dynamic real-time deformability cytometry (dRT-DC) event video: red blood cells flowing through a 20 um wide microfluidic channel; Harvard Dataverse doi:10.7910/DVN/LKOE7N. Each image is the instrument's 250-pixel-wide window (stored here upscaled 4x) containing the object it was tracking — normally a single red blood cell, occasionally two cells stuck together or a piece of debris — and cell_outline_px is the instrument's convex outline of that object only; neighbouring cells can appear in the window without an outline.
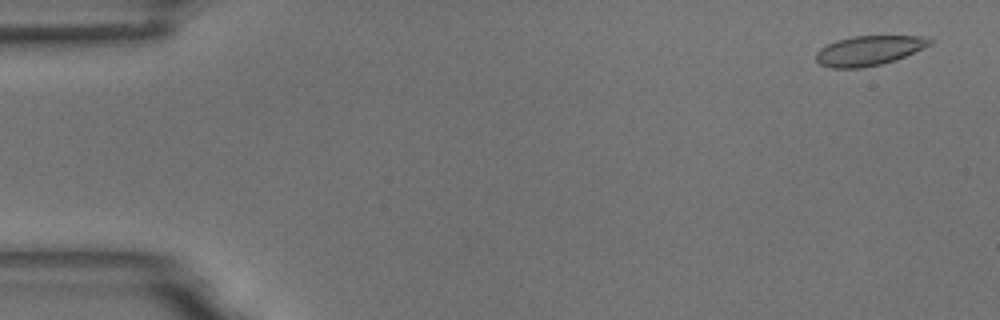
{"species": "common noctule bat (a hibernating species)", "species_latin": "Nyctalus noctula", "temperature_condition": "room temperature", "stored_images_in_passage": 17, "camera_frame_rate_fps": 3000, "um_per_image_px": 0.085, "animal": {"sex": "male", "body_mass_g": 18.8}, "frame": {"image": 1, "passage_image": 3, "time_ms": 0.667, "image_size_px": [1000, 320], "cell_outline_px": [[932, 44], [896, 60], [880, 64], [860, 68], [832, 68], [820, 64], [816, 60], [816, 52], [820, 48], [836, 40], [852, 36], [928, 36], [932, 40]], "centroid_in_image_um": [73.86, 4.29], "position_along_channel_um": 11.1, "area_um2": 19.71}}
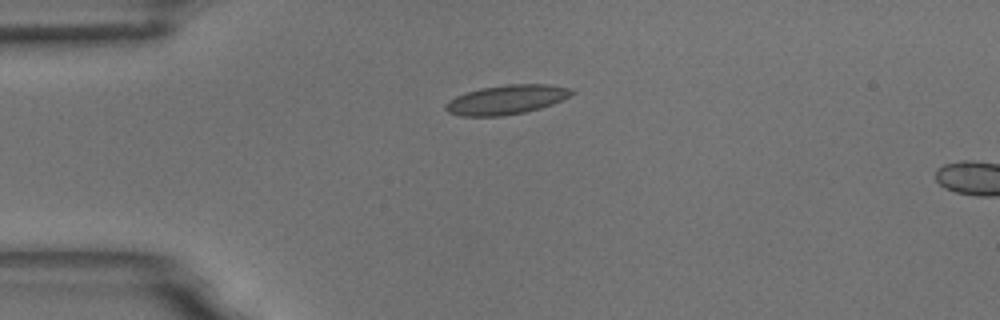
{"frame": {"image": 2, "passage_image": 14, "time_ms": 4.333, "image_size_px": [1000, 320], "cell_outline_px": [[576, 92], [552, 104], [540, 108], [524, 112], [500, 116], [460, 116], [448, 112], [444, 108], [444, 104], [448, 100], [456, 96], [480, 88], [508, 84], [548, 84], [572, 88]], "centroid_in_image_um": [43.03, 8.47], "position_along_channel_um": 42.0, "area_um2": 21.5}}